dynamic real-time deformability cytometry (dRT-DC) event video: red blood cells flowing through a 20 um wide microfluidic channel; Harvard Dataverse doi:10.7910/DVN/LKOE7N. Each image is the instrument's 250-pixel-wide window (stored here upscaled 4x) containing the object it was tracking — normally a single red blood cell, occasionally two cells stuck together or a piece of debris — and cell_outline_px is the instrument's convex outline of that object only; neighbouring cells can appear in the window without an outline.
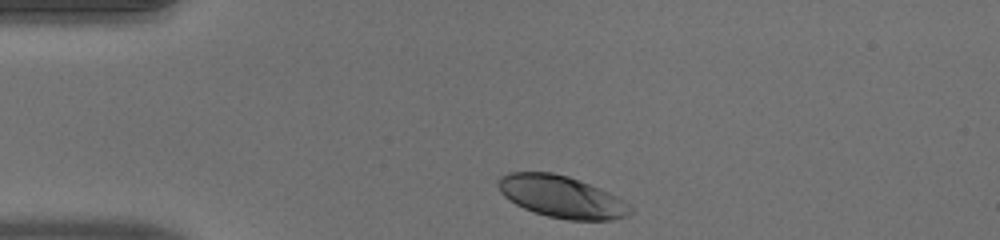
{"species": "human", "species_latin": "Homo sapiens", "temperature_condition": "warm", "stored_images_in_passage": 33, "camera_frame_rate_fps": 3000, "um_per_image_px": 0.085, "donor": {"sex": "male"}, "frame": {"image": 1, "passage_image": 1, "time_ms": 0.0, "image_size_px": [1000, 240], "cell_outline_px": [[632, 212], [628, 216], [612, 220], [568, 220], [548, 216], [524, 208], [516, 204], [504, 196], [500, 192], [496, 184], [496, 180], [500, 176], [508, 172], [552, 172], [568, 176], [600, 188], [616, 196], [628, 204], [632, 208]], "centroid_in_image_um": [47.71, 16.72], "position_along_channel_um": 37.3, "area_um2": 32.31}}
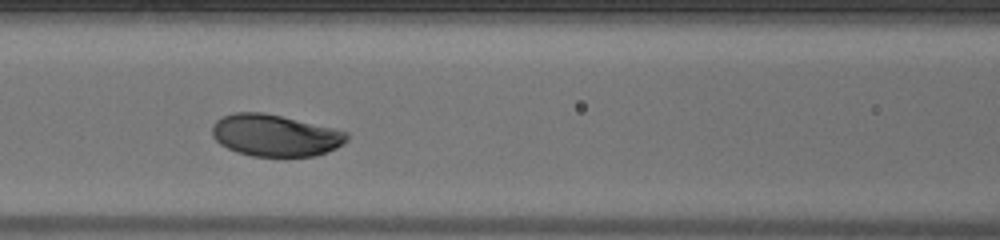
{"frame": {"image": 2, "passage_image": 12, "time_ms": 3.667, "image_size_px": [1000, 240], "cell_outline_px": [[348, 140], [336, 148], [316, 156], [252, 156], [236, 152], [220, 144], [212, 136], [212, 124], [216, 120], [232, 112], [260, 112], [280, 116], [336, 128], [348, 132]], "centroid_in_image_um": [23.38, 11.51], "position_along_channel_um": 143.2, "area_um2": 32.89}}
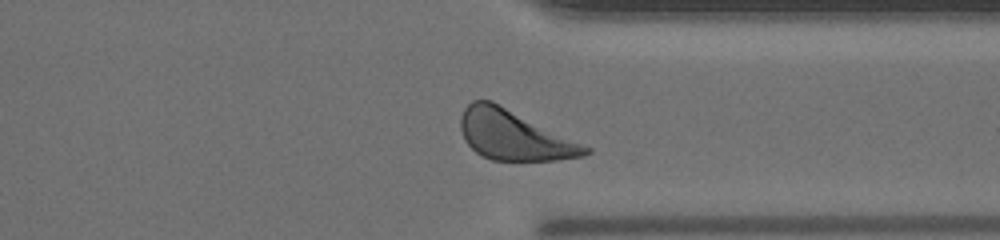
{"frame": {"image": 3, "passage_image": 29, "time_ms": 9.333, "image_size_px": [1000, 240], "cell_outline_px": [[592, 152], [584, 156], [556, 160], [492, 160], [476, 152], [464, 140], [460, 128], [460, 116], [464, 108], [472, 100], [492, 100], [592, 148]], "centroid_in_image_um": [43.69, 11.48], "position_along_channel_um": 367.7, "area_um2": 36.13}, "authors_computed_cell_mechanics": {"area_um2": 32.8304, "velocity_mm_per_s": 3.9736, "shape_relaxation_time_tau1_ms": 1.4427, "shape_relaxation_time_tau2_ms": null, "deformation_change_tau1": 0.1052, "deformation_change_tau2": null}}